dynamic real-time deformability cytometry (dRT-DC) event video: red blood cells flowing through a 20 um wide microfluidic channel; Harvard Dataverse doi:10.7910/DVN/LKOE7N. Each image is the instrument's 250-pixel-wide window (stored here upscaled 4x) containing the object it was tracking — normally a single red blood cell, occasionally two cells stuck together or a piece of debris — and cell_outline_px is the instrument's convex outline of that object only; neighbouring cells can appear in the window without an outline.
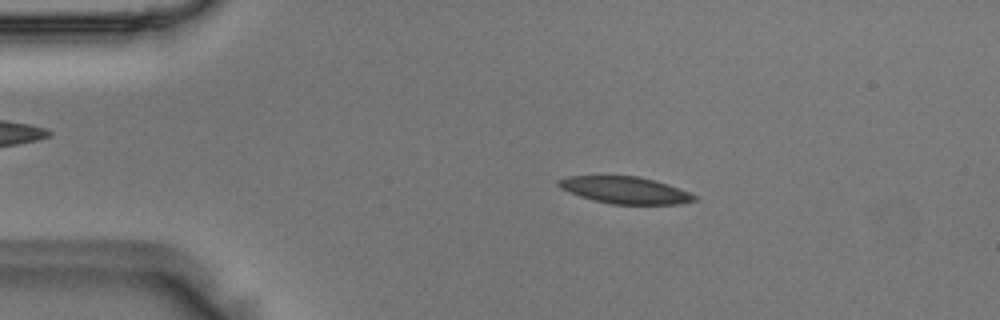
{"species": "Egyptian fruit bat (a non-hibernating species)", "species_latin": "Rousettus aegyptiacus", "temperature_condition": "room temperature", "stored_images_in_passage": 49, "camera_frame_rate_fps": 3000, "um_per_image_px": 0.085, "animal": {"sex": "male"}, "frame": {"image": 1, "passage_image": 9, "time_ms": 2.667, "image_size_px": [1000, 320], "cell_outline_px": [[696, 200], [680, 204], [612, 204], [580, 196], [560, 188], [556, 184], [556, 180], [568, 176], [640, 176], [668, 184], [688, 192], [696, 196]], "centroid_in_image_um": [53.11, 16.15], "position_along_channel_um": 31.9, "area_um2": 21.15}}
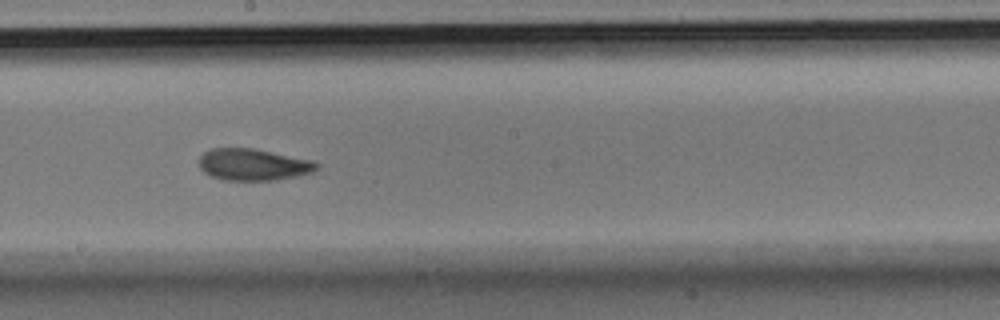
{"frame": {"image": 2, "passage_image": 27, "time_ms": 8.667, "image_size_px": [1000, 320], "cell_outline_px": [[320, 164], [312, 172], [296, 176], [276, 180], [224, 180], [212, 176], [204, 172], [200, 168], [200, 156], [204, 152], [212, 148], [252, 148], [316, 160]], "centroid_in_image_um": [21.56, 13.98], "position_along_channel_um": 226.6, "area_um2": 21.79}}
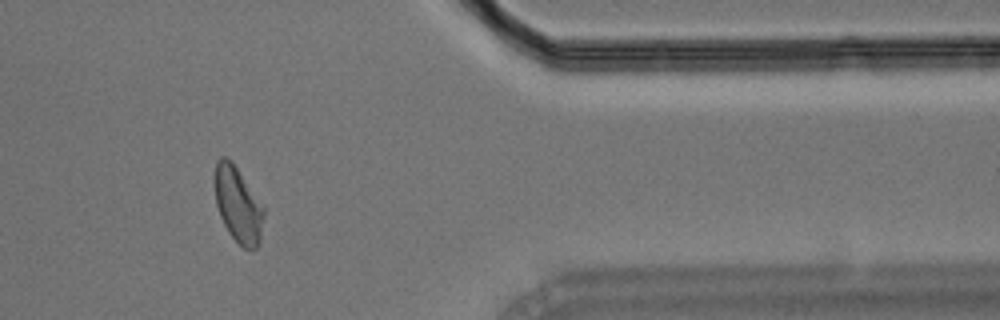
{"frame": {"image": 3, "passage_image": 41, "time_ms": 13.333, "image_size_px": [1000, 320], "cell_outline_px": [[264, 216], [260, 244], [256, 248], [244, 248], [228, 232], [220, 216], [216, 204], [216, 160], [220, 156], [224, 156], [232, 160], [264, 208]], "centroid_in_image_um": [20.25, 17.4], "position_along_channel_um": 391.2, "area_um2": 21.27}}